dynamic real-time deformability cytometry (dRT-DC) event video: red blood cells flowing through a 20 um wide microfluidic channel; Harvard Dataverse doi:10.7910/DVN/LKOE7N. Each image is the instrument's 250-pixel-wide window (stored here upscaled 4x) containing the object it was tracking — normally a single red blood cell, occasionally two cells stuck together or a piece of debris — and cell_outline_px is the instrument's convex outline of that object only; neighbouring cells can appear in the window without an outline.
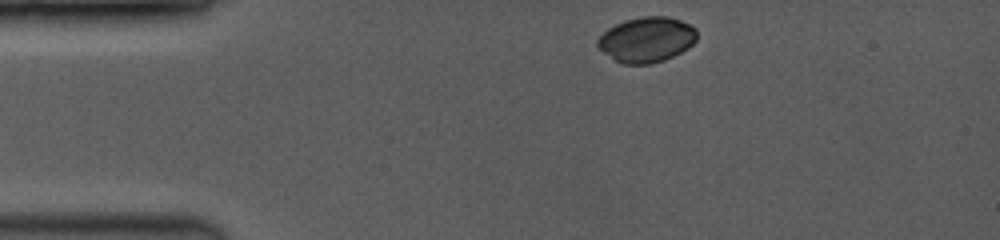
{"species": "common noctule bat (a hibernating species)", "species_latin": "Nyctalus noctula", "temperature_condition": "room temperature", "stored_images_in_passage": 11, "camera_frame_rate_fps": 3500, "um_per_image_px": 0.085, "animal": {"sex": "female", "body_mass_g": 19.0, "forearm_length_mm": 53.3}, "frame": {"image": 1, "passage_image": 1, "time_ms": 0.0, "image_size_px": [1000, 240], "cell_outline_px": [[696, 40], [688, 48], [664, 60], [652, 64], [624, 64], [616, 60], [604, 52], [596, 44], [596, 40], [608, 28], [616, 24], [628, 20], [644, 16], [668, 16], [680, 20], [696, 28]], "centroid_in_image_um": [54.97, 3.36], "position_along_channel_um": 30.0, "area_um2": 25.89}}
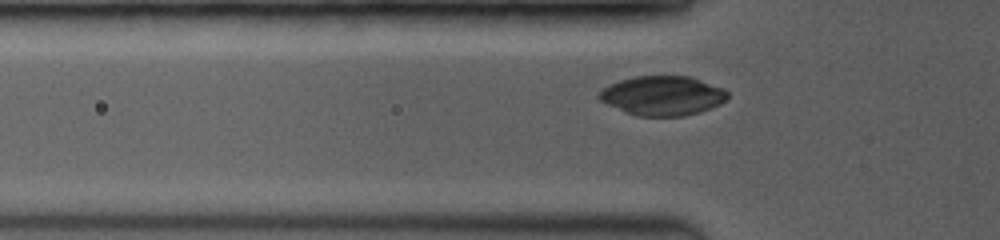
{"frame": {"image": 2, "passage_image": 7, "time_ms": 2.286, "image_size_px": [1000, 240], "cell_outline_px": [[728, 100], [720, 104], [700, 112], [684, 116], [636, 116], [624, 112], [600, 100], [596, 96], [604, 88], [620, 80], [636, 76], [688, 76], [724, 88], [728, 92]], "centroid_in_image_um": [56.34, 8.14], "position_along_channel_um": 69.5, "area_um2": 29.48}}
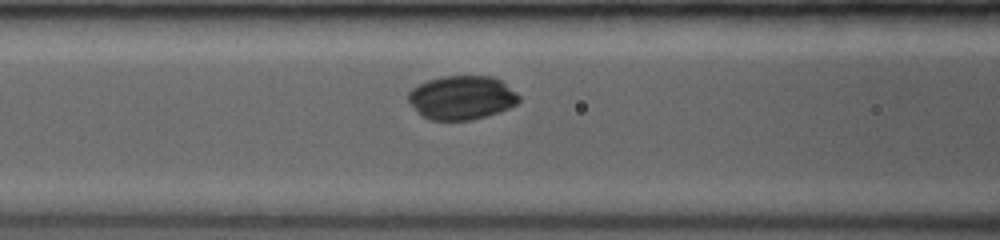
{"frame": {"image": 3, "passage_image": 10, "time_ms": 3.714, "image_size_px": [1000, 240], "cell_outline_px": [[520, 100], [516, 104], [500, 112], [472, 120], [428, 120], [408, 100], [408, 92], [412, 88], [428, 80], [440, 76], [492, 76], [500, 80], [516, 92], [520, 96]], "centroid_in_image_um": [39.27, 8.29], "position_along_channel_um": 127.3, "area_um2": 28.15}}